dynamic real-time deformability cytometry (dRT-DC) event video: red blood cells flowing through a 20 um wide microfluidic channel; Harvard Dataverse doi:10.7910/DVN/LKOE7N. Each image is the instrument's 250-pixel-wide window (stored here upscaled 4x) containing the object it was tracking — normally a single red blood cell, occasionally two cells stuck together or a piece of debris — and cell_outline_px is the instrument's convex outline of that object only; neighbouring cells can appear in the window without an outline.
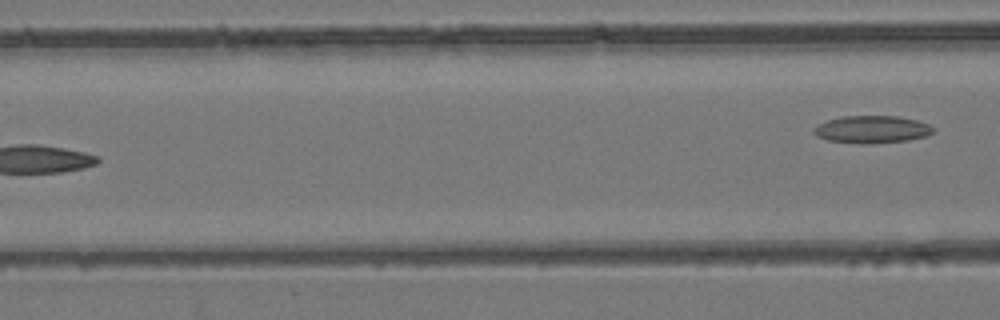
{"species": "common noctule bat (a hibernating species)", "species_latin": "Nyctalus noctula", "temperature_condition": "room temperature", "stored_images_in_passage": 8, "camera_frame_rate_fps": 3000, "um_per_image_px": 0.085, "animal": {"sex": "female", "body_mass_g": 24.6, "forearm_length_mm": 56.2}, "frame": {"image": 1, "passage_image": 8, "time_ms": 8.0, "image_size_px": [1000, 320], "cell_outline_px": [[936, 128], [928, 136], [908, 140], [860, 144], [828, 140], [816, 136], [812, 132], [812, 128], [828, 120], [840, 116], [896, 116], [916, 120], [928, 124]], "centroid_in_image_um": [74.1, 11.0], "position_along_channel_um": 92.5, "area_um2": 19.07}}